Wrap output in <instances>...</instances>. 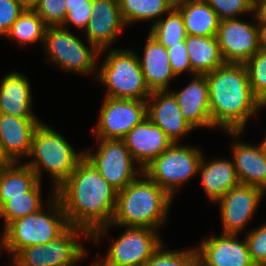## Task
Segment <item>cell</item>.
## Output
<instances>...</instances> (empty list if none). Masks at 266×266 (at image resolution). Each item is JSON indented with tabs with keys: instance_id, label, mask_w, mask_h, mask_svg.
I'll return each mask as SVG.
<instances>
[{
	"instance_id": "6da1fadb",
	"label": "cell",
	"mask_w": 266,
	"mask_h": 266,
	"mask_svg": "<svg viewBox=\"0 0 266 266\" xmlns=\"http://www.w3.org/2000/svg\"><path fill=\"white\" fill-rule=\"evenodd\" d=\"M117 192L84 157L55 195L69 225L82 228L91 236L111 224Z\"/></svg>"
},
{
	"instance_id": "7a4b0ae2",
	"label": "cell",
	"mask_w": 266,
	"mask_h": 266,
	"mask_svg": "<svg viewBox=\"0 0 266 266\" xmlns=\"http://www.w3.org/2000/svg\"><path fill=\"white\" fill-rule=\"evenodd\" d=\"M209 86V106L213 127L235 137L246 122L264 105L253 94L245 64L225 63L205 74Z\"/></svg>"
},
{
	"instance_id": "3957f363",
	"label": "cell",
	"mask_w": 266,
	"mask_h": 266,
	"mask_svg": "<svg viewBox=\"0 0 266 266\" xmlns=\"http://www.w3.org/2000/svg\"><path fill=\"white\" fill-rule=\"evenodd\" d=\"M142 180L136 177L125 188L117 192V203L110 225L97 229L90 238L98 243L106 234L108 226L148 227L157 229L167 219L172 197L145 173Z\"/></svg>"
},
{
	"instance_id": "277c9868",
	"label": "cell",
	"mask_w": 266,
	"mask_h": 266,
	"mask_svg": "<svg viewBox=\"0 0 266 266\" xmlns=\"http://www.w3.org/2000/svg\"><path fill=\"white\" fill-rule=\"evenodd\" d=\"M51 197L49 204H46L51 206L49 214L44 212L42 207L39 211L16 219L5 227L0 240L2 250L8 251L13 257L23 248L45 245L70 226L54 190Z\"/></svg>"
},
{
	"instance_id": "5b68a950",
	"label": "cell",
	"mask_w": 266,
	"mask_h": 266,
	"mask_svg": "<svg viewBox=\"0 0 266 266\" xmlns=\"http://www.w3.org/2000/svg\"><path fill=\"white\" fill-rule=\"evenodd\" d=\"M29 157L34 160L26 162L41 182V169L44 168L53 177V189H58L84 158V152H76L71 144L51 127L40 122L31 141Z\"/></svg>"
},
{
	"instance_id": "8992f818",
	"label": "cell",
	"mask_w": 266,
	"mask_h": 266,
	"mask_svg": "<svg viewBox=\"0 0 266 266\" xmlns=\"http://www.w3.org/2000/svg\"><path fill=\"white\" fill-rule=\"evenodd\" d=\"M97 79L107 86L105 97L147 100L152 93L146 85L138 55L128 50L112 49L105 56Z\"/></svg>"
},
{
	"instance_id": "52a82bcc",
	"label": "cell",
	"mask_w": 266,
	"mask_h": 266,
	"mask_svg": "<svg viewBox=\"0 0 266 266\" xmlns=\"http://www.w3.org/2000/svg\"><path fill=\"white\" fill-rule=\"evenodd\" d=\"M201 159L199 148L173 143L146 166L143 173L173 198L175 189L198 173Z\"/></svg>"
},
{
	"instance_id": "ba28073f",
	"label": "cell",
	"mask_w": 266,
	"mask_h": 266,
	"mask_svg": "<svg viewBox=\"0 0 266 266\" xmlns=\"http://www.w3.org/2000/svg\"><path fill=\"white\" fill-rule=\"evenodd\" d=\"M78 236L90 237L82 228L69 226L45 245L37 244L19 250L12 257V266H75L87 254L77 240Z\"/></svg>"
},
{
	"instance_id": "9c48e42d",
	"label": "cell",
	"mask_w": 266,
	"mask_h": 266,
	"mask_svg": "<svg viewBox=\"0 0 266 266\" xmlns=\"http://www.w3.org/2000/svg\"><path fill=\"white\" fill-rule=\"evenodd\" d=\"M44 48L53 63L62 69L82 74L93 73L97 68L100 51L85 44L63 26H47Z\"/></svg>"
},
{
	"instance_id": "30bf717a",
	"label": "cell",
	"mask_w": 266,
	"mask_h": 266,
	"mask_svg": "<svg viewBox=\"0 0 266 266\" xmlns=\"http://www.w3.org/2000/svg\"><path fill=\"white\" fill-rule=\"evenodd\" d=\"M158 234L148 227H126L112 242L106 257L92 266H144L163 243Z\"/></svg>"
},
{
	"instance_id": "8fae6325",
	"label": "cell",
	"mask_w": 266,
	"mask_h": 266,
	"mask_svg": "<svg viewBox=\"0 0 266 266\" xmlns=\"http://www.w3.org/2000/svg\"><path fill=\"white\" fill-rule=\"evenodd\" d=\"M101 142L96 153L84 151V157L117 191L137 177L134 158L123 140L97 139ZM136 169V170H134Z\"/></svg>"
},
{
	"instance_id": "7c38bea8",
	"label": "cell",
	"mask_w": 266,
	"mask_h": 266,
	"mask_svg": "<svg viewBox=\"0 0 266 266\" xmlns=\"http://www.w3.org/2000/svg\"><path fill=\"white\" fill-rule=\"evenodd\" d=\"M147 101L105 97L97 126L96 139L123 140L126 134L147 116Z\"/></svg>"
},
{
	"instance_id": "4fadbf2b",
	"label": "cell",
	"mask_w": 266,
	"mask_h": 266,
	"mask_svg": "<svg viewBox=\"0 0 266 266\" xmlns=\"http://www.w3.org/2000/svg\"><path fill=\"white\" fill-rule=\"evenodd\" d=\"M237 18L220 20L217 40L225 63L245 64L261 47V27Z\"/></svg>"
},
{
	"instance_id": "5bb4252c",
	"label": "cell",
	"mask_w": 266,
	"mask_h": 266,
	"mask_svg": "<svg viewBox=\"0 0 266 266\" xmlns=\"http://www.w3.org/2000/svg\"><path fill=\"white\" fill-rule=\"evenodd\" d=\"M264 191L255 186L239 184L219 201L223 232L239 234L257 210Z\"/></svg>"
},
{
	"instance_id": "9a60e30c",
	"label": "cell",
	"mask_w": 266,
	"mask_h": 266,
	"mask_svg": "<svg viewBox=\"0 0 266 266\" xmlns=\"http://www.w3.org/2000/svg\"><path fill=\"white\" fill-rule=\"evenodd\" d=\"M91 13L84 31L90 48H97L102 53L116 40L126 24L117 0H93Z\"/></svg>"
},
{
	"instance_id": "2e32d148",
	"label": "cell",
	"mask_w": 266,
	"mask_h": 266,
	"mask_svg": "<svg viewBox=\"0 0 266 266\" xmlns=\"http://www.w3.org/2000/svg\"><path fill=\"white\" fill-rule=\"evenodd\" d=\"M237 234L214 236L202 241L196 249L201 266H254L247 243L238 240Z\"/></svg>"
},
{
	"instance_id": "e0dca14e",
	"label": "cell",
	"mask_w": 266,
	"mask_h": 266,
	"mask_svg": "<svg viewBox=\"0 0 266 266\" xmlns=\"http://www.w3.org/2000/svg\"><path fill=\"white\" fill-rule=\"evenodd\" d=\"M123 141L135 162L140 165L139 172L157 156L167 150L173 142L165 132L147 117L124 137Z\"/></svg>"
},
{
	"instance_id": "ac0fdd59",
	"label": "cell",
	"mask_w": 266,
	"mask_h": 266,
	"mask_svg": "<svg viewBox=\"0 0 266 266\" xmlns=\"http://www.w3.org/2000/svg\"><path fill=\"white\" fill-rule=\"evenodd\" d=\"M146 101L147 118L159 126L173 143H178L181 136L194 130L180 112V107L170 90L153 91Z\"/></svg>"
},
{
	"instance_id": "d6986e66",
	"label": "cell",
	"mask_w": 266,
	"mask_h": 266,
	"mask_svg": "<svg viewBox=\"0 0 266 266\" xmlns=\"http://www.w3.org/2000/svg\"><path fill=\"white\" fill-rule=\"evenodd\" d=\"M180 112L195 129L213 127L209 106V86L206 75H194V79L178 92H171Z\"/></svg>"
},
{
	"instance_id": "ffe728a7",
	"label": "cell",
	"mask_w": 266,
	"mask_h": 266,
	"mask_svg": "<svg viewBox=\"0 0 266 266\" xmlns=\"http://www.w3.org/2000/svg\"><path fill=\"white\" fill-rule=\"evenodd\" d=\"M40 124L37 117L0 115V140L5 156L19 163V158L29 155L33 133Z\"/></svg>"
},
{
	"instance_id": "44dd1931",
	"label": "cell",
	"mask_w": 266,
	"mask_h": 266,
	"mask_svg": "<svg viewBox=\"0 0 266 266\" xmlns=\"http://www.w3.org/2000/svg\"><path fill=\"white\" fill-rule=\"evenodd\" d=\"M146 41L143 58L138 55L146 85L151 92L168 90L170 80L176 76L171 69L166 47L150 34Z\"/></svg>"
},
{
	"instance_id": "7402d4cb",
	"label": "cell",
	"mask_w": 266,
	"mask_h": 266,
	"mask_svg": "<svg viewBox=\"0 0 266 266\" xmlns=\"http://www.w3.org/2000/svg\"><path fill=\"white\" fill-rule=\"evenodd\" d=\"M232 148V160L240 184L266 191V159L260 144L251 146L237 141Z\"/></svg>"
},
{
	"instance_id": "603a6c76",
	"label": "cell",
	"mask_w": 266,
	"mask_h": 266,
	"mask_svg": "<svg viewBox=\"0 0 266 266\" xmlns=\"http://www.w3.org/2000/svg\"><path fill=\"white\" fill-rule=\"evenodd\" d=\"M28 79L17 72L4 76L0 84V111L15 117H36Z\"/></svg>"
},
{
	"instance_id": "cb8c5ba5",
	"label": "cell",
	"mask_w": 266,
	"mask_h": 266,
	"mask_svg": "<svg viewBox=\"0 0 266 266\" xmlns=\"http://www.w3.org/2000/svg\"><path fill=\"white\" fill-rule=\"evenodd\" d=\"M198 173L207 196L213 202L219 201L231 188L240 184L233 160L214 159L206 163L202 155Z\"/></svg>"
},
{
	"instance_id": "d4e9b609",
	"label": "cell",
	"mask_w": 266,
	"mask_h": 266,
	"mask_svg": "<svg viewBox=\"0 0 266 266\" xmlns=\"http://www.w3.org/2000/svg\"><path fill=\"white\" fill-rule=\"evenodd\" d=\"M187 35L217 36L220 19L206 0H176Z\"/></svg>"
},
{
	"instance_id": "484cf974",
	"label": "cell",
	"mask_w": 266,
	"mask_h": 266,
	"mask_svg": "<svg viewBox=\"0 0 266 266\" xmlns=\"http://www.w3.org/2000/svg\"><path fill=\"white\" fill-rule=\"evenodd\" d=\"M185 44L191 68L195 74L205 75L225 64L216 36L187 35Z\"/></svg>"
},
{
	"instance_id": "4316f807",
	"label": "cell",
	"mask_w": 266,
	"mask_h": 266,
	"mask_svg": "<svg viewBox=\"0 0 266 266\" xmlns=\"http://www.w3.org/2000/svg\"><path fill=\"white\" fill-rule=\"evenodd\" d=\"M0 167V197L25 196L38 182L37 175L25 164Z\"/></svg>"
},
{
	"instance_id": "83f0119b",
	"label": "cell",
	"mask_w": 266,
	"mask_h": 266,
	"mask_svg": "<svg viewBox=\"0 0 266 266\" xmlns=\"http://www.w3.org/2000/svg\"><path fill=\"white\" fill-rule=\"evenodd\" d=\"M119 4L122 18L128 25L146 20L156 23L175 6V0H119Z\"/></svg>"
},
{
	"instance_id": "f1b7e54d",
	"label": "cell",
	"mask_w": 266,
	"mask_h": 266,
	"mask_svg": "<svg viewBox=\"0 0 266 266\" xmlns=\"http://www.w3.org/2000/svg\"><path fill=\"white\" fill-rule=\"evenodd\" d=\"M41 182L39 181L25 196L0 197V216L5 227L12 221L39 211L42 207Z\"/></svg>"
},
{
	"instance_id": "f546056e",
	"label": "cell",
	"mask_w": 266,
	"mask_h": 266,
	"mask_svg": "<svg viewBox=\"0 0 266 266\" xmlns=\"http://www.w3.org/2000/svg\"><path fill=\"white\" fill-rule=\"evenodd\" d=\"M47 25L42 18L33 10L25 9L19 18L12 24L6 37L14 39L24 46L36 41L44 43Z\"/></svg>"
},
{
	"instance_id": "4dcf8cb0",
	"label": "cell",
	"mask_w": 266,
	"mask_h": 266,
	"mask_svg": "<svg viewBox=\"0 0 266 266\" xmlns=\"http://www.w3.org/2000/svg\"><path fill=\"white\" fill-rule=\"evenodd\" d=\"M151 27L149 34L166 48L185 40L187 36L183 17L175 6L167 12L166 18H161Z\"/></svg>"
},
{
	"instance_id": "1f68e13d",
	"label": "cell",
	"mask_w": 266,
	"mask_h": 266,
	"mask_svg": "<svg viewBox=\"0 0 266 266\" xmlns=\"http://www.w3.org/2000/svg\"><path fill=\"white\" fill-rule=\"evenodd\" d=\"M245 66L253 94L266 106V49L261 48Z\"/></svg>"
},
{
	"instance_id": "d6a6232c",
	"label": "cell",
	"mask_w": 266,
	"mask_h": 266,
	"mask_svg": "<svg viewBox=\"0 0 266 266\" xmlns=\"http://www.w3.org/2000/svg\"><path fill=\"white\" fill-rule=\"evenodd\" d=\"M163 243L144 266H195L198 263L196 249L164 250Z\"/></svg>"
},
{
	"instance_id": "836d02e7",
	"label": "cell",
	"mask_w": 266,
	"mask_h": 266,
	"mask_svg": "<svg viewBox=\"0 0 266 266\" xmlns=\"http://www.w3.org/2000/svg\"><path fill=\"white\" fill-rule=\"evenodd\" d=\"M220 20L237 18L239 14L254 13L253 0H206Z\"/></svg>"
},
{
	"instance_id": "e575fe53",
	"label": "cell",
	"mask_w": 266,
	"mask_h": 266,
	"mask_svg": "<svg viewBox=\"0 0 266 266\" xmlns=\"http://www.w3.org/2000/svg\"><path fill=\"white\" fill-rule=\"evenodd\" d=\"M33 10L47 26H60L66 15V0H39Z\"/></svg>"
},
{
	"instance_id": "d590c367",
	"label": "cell",
	"mask_w": 266,
	"mask_h": 266,
	"mask_svg": "<svg viewBox=\"0 0 266 266\" xmlns=\"http://www.w3.org/2000/svg\"><path fill=\"white\" fill-rule=\"evenodd\" d=\"M92 5L93 0H66L67 15L61 26L71 23L74 27L84 30L92 15Z\"/></svg>"
},
{
	"instance_id": "8d00e7d4",
	"label": "cell",
	"mask_w": 266,
	"mask_h": 266,
	"mask_svg": "<svg viewBox=\"0 0 266 266\" xmlns=\"http://www.w3.org/2000/svg\"><path fill=\"white\" fill-rule=\"evenodd\" d=\"M254 266H266V223L253 229L245 238Z\"/></svg>"
},
{
	"instance_id": "74e56055",
	"label": "cell",
	"mask_w": 266,
	"mask_h": 266,
	"mask_svg": "<svg viewBox=\"0 0 266 266\" xmlns=\"http://www.w3.org/2000/svg\"><path fill=\"white\" fill-rule=\"evenodd\" d=\"M166 50L169 56L171 69L176 77L185 71H189L193 76L196 75L191 68L185 40L166 48Z\"/></svg>"
},
{
	"instance_id": "f35d334b",
	"label": "cell",
	"mask_w": 266,
	"mask_h": 266,
	"mask_svg": "<svg viewBox=\"0 0 266 266\" xmlns=\"http://www.w3.org/2000/svg\"><path fill=\"white\" fill-rule=\"evenodd\" d=\"M25 9L17 0H0V35H6Z\"/></svg>"
},
{
	"instance_id": "ab89813d",
	"label": "cell",
	"mask_w": 266,
	"mask_h": 266,
	"mask_svg": "<svg viewBox=\"0 0 266 266\" xmlns=\"http://www.w3.org/2000/svg\"><path fill=\"white\" fill-rule=\"evenodd\" d=\"M255 13L258 17L259 24H266V0L258 2L255 5Z\"/></svg>"
},
{
	"instance_id": "60d3db41",
	"label": "cell",
	"mask_w": 266,
	"mask_h": 266,
	"mask_svg": "<svg viewBox=\"0 0 266 266\" xmlns=\"http://www.w3.org/2000/svg\"><path fill=\"white\" fill-rule=\"evenodd\" d=\"M24 8L33 9L39 0H17Z\"/></svg>"
},
{
	"instance_id": "b9f144b4",
	"label": "cell",
	"mask_w": 266,
	"mask_h": 266,
	"mask_svg": "<svg viewBox=\"0 0 266 266\" xmlns=\"http://www.w3.org/2000/svg\"><path fill=\"white\" fill-rule=\"evenodd\" d=\"M12 162L5 156L4 150L0 140V167L11 164Z\"/></svg>"
},
{
	"instance_id": "7bdbcfd3",
	"label": "cell",
	"mask_w": 266,
	"mask_h": 266,
	"mask_svg": "<svg viewBox=\"0 0 266 266\" xmlns=\"http://www.w3.org/2000/svg\"><path fill=\"white\" fill-rule=\"evenodd\" d=\"M261 27V47L266 49V24H260Z\"/></svg>"
},
{
	"instance_id": "ee69618b",
	"label": "cell",
	"mask_w": 266,
	"mask_h": 266,
	"mask_svg": "<svg viewBox=\"0 0 266 266\" xmlns=\"http://www.w3.org/2000/svg\"><path fill=\"white\" fill-rule=\"evenodd\" d=\"M260 146L262 148V151H263L265 159H266V138L260 143Z\"/></svg>"
},
{
	"instance_id": "f6af8a7d",
	"label": "cell",
	"mask_w": 266,
	"mask_h": 266,
	"mask_svg": "<svg viewBox=\"0 0 266 266\" xmlns=\"http://www.w3.org/2000/svg\"><path fill=\"white\" fill-rule=\"evenodd\" d=\"M261 1H263V0H253L254 5H256L258 2H261Z\"/></svg>"
}]
</instances>
